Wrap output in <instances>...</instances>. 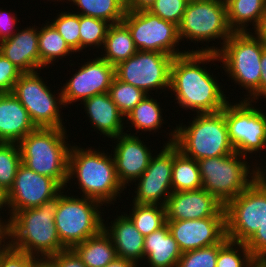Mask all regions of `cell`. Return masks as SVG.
<instances>
[{"mask_svg": "<svg viewBox=\"0 0 266 267\" xmlns=\"http://www.w3.org/2000/svg\"><path fill=\"white\" fill-rule=\"evenodd\" d=\"M165 208L166 221L226 217L225 206L203 188L172 192Z\"/></svg>", "mask_w": 266, "mask_h": 267, "instance_id": "19", "label": "cell"}, {"mask_svg": "<svg viewBox=\"0 0 266 267\" xmlns=\"http://www.w3.org/2000/svg\"><path fill=\"white\" fill-rule=\"evenodd\" d=\"M226 237L246 243L266 220V190L252 182L225 205Z\"/></svg>", "mask_w": 266, "mask_h": 267, "instance_id": "13", "label": "cell"}, {"mask_svg": "<svg viewBox=\"0 0 266 267\" xmlns=\"http://www.w3.org/2000/svg\"><path fill=\"white\" fill-rule=\"evenodd\" d=\"M82 103L92 128L100 131V135L112 139L125 133V116L112 101L109 93L94 95Z\"/></svg>", "mask_w": 266, "mask_h": 267, "instance_id": "23", "label": "cell"}, {"mask_svg": "<svg viewBox=\"0 0 266 267\" xmlns=\"http://www.w3.org/2000/svg\"><path fill=\"white\" fill-rule=\"evenodd\" d=\"M264 163L266 164V162ZM252 164H254L253 166H255L253 167V182L260 189L266 190V166H258V163L255 165V163L253 162Z\"/></svg>", "mask_w": 266, "mask_h": 267, "instance_id": "46", "label": "cell"}, {"mask_svg": "<svg viewBox=\"0 0 266 267\" xmlns=\"http://www.w3.org/2000/svg\"><path fill=\"white\" fill-rule=\"evenodd\" d=\"M22 74V71L0 53V94L12 93L15 83Z\"/></svg>", "mask_w": 266, "mask_h": 267, "instance_id": "41", "label": "cell"}, {"mask_svg": "<svg viewBox=\"0 0 266 267\" xmlns=\"http://www.w3.org/2000/svg\"><path fill=\"white\" fill-rule=\"evenodd\" d=\"M52 1H53V0H52ZM55 1H56V0H54V2H55ZM58 1L60 2V1H62V0H57V2H58ZM65 1L67 2V0H65ZM63 2H64V0H63Z\"/></svg>", "mask_w": 266, "mask_h": 267, "instance_id": "56", "label": "cell"}, {"mask_svg": "<svg viewBox=\"0 0 266 267\" xmlns=\"http://www.w3.org/2000/svg\"><path fill=\"white\" fill-rule=\"evenodd\" d=\"M182 253L221 243L226 238V217L166 221Z\"/></svg>", "mask_w": 266, "mask_h": 267, "instance_id": "18", "label": "cell"}, {"mask_svg": "<svg viewBox=\"0 0 266 267\" xmlns=\"http://www.w3.org/2000/svg\"><path fill=\"white\" fill-rule=\"evenodd\" d=\"M219 61L214 52H191L173 58L170 68V90L173 91L179 107L195 114L222 111L229 102L223 86L218 83L206 65ZM206 69H205V68ZM228 100V101H227Z\"/></svg>", "mask_w": 266, "mask_h": 267, "instance_id": "1", "label": "cell"}, {"mask_svg": "<svg viewBox=\"0 0 266 267\" xmlns=\"http://www.w3.org/2000/svg\"><path fill=\"white\" fill-rule=\"evenodd\" d=\"M0 8V41L13 36L17 28V14L13 15L10 11ZM16 26V27H15Z\"/></svg>", "mask_w": 266, "mask_h": 267, "instance_id": "44", "label": "cell"}, {"mask_svg": "<svg viewBox=\"0 0 266 267\" xmlns=\"http://www.w3.org/2000/svg\"><path fill=\"white\" fill-rule=\"evenodd\" d=\"M37 127L13 93L0 94V142L19 143Z\"/></svg>", "mask_w": 266, "mask_h": 267, "instance_id": "22", "label": "cell"}, {"mask_svg": "<svg viewBox=\"0 0 266 267\" xmlns=\"http://www.w3.org/2000/svg\"><path fill=\"white\" fill-rule=\"evenodd\" d=\"M8 220L0 221V252L8 245Z\"/></svg>", "mask_w": 266, "mask_h": 267, "instance_id": "50", "label": "cell"}, {"mask_svg": "<svg viewBox=\"0 0 266 267\" xmlns=\"http://www.w3.org/2000/svg\"><path fill=\"white\" fill-rule=\"evenodd\" d=\"M39 27L17 29L16 33L0 41V53L23 73H32L40 69ZM38 69V70H37Z\"/></svg>", "mask_w": 266, "mask_h": 267, "instance_id": "21", "label": "cell"}, {"mask_svg": "<svg viewBox=\"0 0 266 267\" xmlns=\"http://www.w3.org/2000/svg\"><path fill=\"white\" fill-rule=\"evenodd\" d=\"M260 96L266 99V47L261 56Z\"/></svg>", "mask_w": 266, "mask_h": 267, "instance_id": "48", "label": "cell"}, {"mask_svg": "<svg viewBox=\"0 0 266 267\" xmlns=\"http://www.w3.org/2000/svg\"><path fill=\"white\" fill-rule=\"evenodd\" d=\"M156 0H125L126 10L148 9Z\"/></svg>", "mask_w": 266, "mask_h": 267, "instance_id": "47", "label": "cell"}, {"mask_svg": "<svg viewBox=\"0 0 266 267\" xmlns=\"http://www.w3.org/2000/svg\"><path fill=\"white\" fill-rule=\"evenodd\" d=\"M191 121L188 126L176 125L169 132L167 143H174L182 154L196 161L235 152L229 139L225 107L215 113L196 114Z\"/></svg>", "mask_w": 266, "mask_h": 267, "instance_id": "5", "label": "cell"}, {"mask_svg": "<svg viewBox=\"0 0 266 267\" xmlns=\"http://www.w3.org/2000/svg\"><path fill=\"white\" fill-rule=\"evenodd\" d=\"M63 188L52 178L40 175L21 164L14 184L4 196L5 207L10 217L17 211L36 208L44 201L55 197Z\"/></svg>", "mask_w": 266, "mask_h": 267, "instance_id": "16", "label": "cell"}, {"mask_svg": "<svg viewBox=\"0 0 266 267\" xmlns=\"http://www.w3.org/2000/svg\"><path fill=\"white\" fill-rule=\"evenodd\" d=\"M252 103L254 101L242 99L225 106L230 142L235 152L245 157L258 151L261 153L260 149L266 150V112Z\"/></svg>", "mask_w": 266, "mask_h": 267, "instance_id": "12", "label": "cell"}, {"mask_svg": "<svg viewBox=\"0 0 266 267\" xmlns=\"http://www.w3.org/2000/svg\"><path fill=\"white\" fill-rule=\"evenodd\" d=\"M101 49L104 50L103 55H100L101 58L114 66L129 59L138 51L128 27L123 22L110 24Z\"/></svg>", "mask_w": 266, "mask_h": 267, "instance_id": "27", "label": "cell"}, {"mask_svg": "<svg viewBox=\"0 0 266 267\" xmlns=\"http://www.w3.org/2000/svg\"><path fill=\"white\" fill-rule=\"evenodd\" d=\"M245 245L256 260H266V220Z\"/></svg>", "mask_w": 266, "mask_h": 267, "instance_id": "43", "label": "cell"}, {"mask_svg": "<svg viewBox=\"0 0 266 267\" xmlns=\"http://www.w3.org/2000/svg\"><path fill=\"white\" fill-rule=\"evenodd\" d=\"M246 160L237 152L198 160L202 188L225 206L253 182L254 166Z\"/></svg>", "mask_w": 266, "mask_h": 267, "instance_id": "8", "label": "cell"}, {"mask_svg": "<svg viewBox=\"0 0 266 267\" xmlns=\"http://www.w3.org/2000/svg\"><path fill=\"white\" fill-rule=\"evenodd\" d=\"M265 47L266 43L252 32H234L220 48L207 45L191 52L217 53L226 74L247 91L243 100L256 104L260 97L261 56Z\"/></svg>", "mask_w": 266, "mask_h": 267, "instance_id": "4", "label": "cell"}, {"mask_svg": "<svg viewBox=\"0 0 266 267\" xmlns=\"http://www.w3.org/2000/svg\"><path fill=\"white\" fill-rule=\"evenodd\" d=\"M51 258L59 267H87L73 249L59 251Z\"/></svg>", "mask_w": 266, "mask_h": 267, "instance_id": "45", "label": "cell"}, {"mask_svg": "<svg viewBox=\"0 0 266 267\" xmlns=\"http://www.w3.org/2000/svg\"><path fill=\"white\" fill-rule=\"evenodd\" d=\"M255 261L245 243L228 240L219 249L216 267H250Z\"/></svg>", "mask_w": 266, "mask_h": 267, "instance_id": "37", "label": "cell"}, {"mask_svg": "<svg viewBox=\"0 0 266 267\" xmlns=\"http://www.w3.org/2000/svg\"><path fill=\"white\" fill-rule=\"evenodd\" d=\"M135 134V136H134ZM123 133L112 138L117 144L114 145L113 159L116 173L122 186H130L134 183L149 166L151 157L154 155L151 148L134 133ZM128 184V185H127Z\"/></svg>", "mask_w": 266, "mask_h": 267, "instance_id": "20", "label": "cell"}, {"mask_svg": "<svg viewBox=\"0 0 266 267\" xmlns=\"http://www.w3.org/2000/svg\"><path fill=\"white\" fill-rule=\"evenodd\" d=\"M103 224L104 231L111 237L117 257L133 261L137 266L144 260V236L136 229L134 223L124 212Z\"/></svg>", "mask_w": 266, "mask_h": 267, "instance_id": "24", "label": "cell"}, {"mask_svg": "<svg viewBox=\"0 0 266 267\" xmlns=\"http://www.w3.org/2000/svg\"><path fill=\"white\" fill-rule=\"evenodd\" d=\"M181 256L167 223L144 237V261L147 260L149 267H177Z\"/></svg>", "mask_w": 266, "mask_h": 267, "instance_id": "25", "label": "cell"}, {"mask_svg": "<svg viewBox=\"0 0 266 267\" xmlns=\"http://www.w3.org/2000/svg\"><path fill=\"white\" fill-rule=\"evenodd\" d=\"M227 18L226 5L219 0L188 1L182 20L178 25L180 41L189 39L195 43L222 40L220 46L233 34ZM201 41V42H200Z\"/></svg>", "mask_w": 266, "mask_h": 267, "instance_id": "9", "label": "cell"}, {"mask_svg": "<svg viewBox=\"0 0 266 267\" xmlns=\"http://www.w3.org/2000/svg\"><path fill=\"white\" fill-rule=\"evenodd\" d=\"M228 241L182 253L177 267H216L219 249Z\"/></svg>", "mask_w": 266, "mask_h": 267, "instance_id": "39", "label": "cell"}, {"mask_svg": "<svg viewBox=\"0 0 266 267\" xmlns=\"http://www.w3.org/2000/svg\"><path fill=\"white\" fill-rule=\"evenodd\" d=\"M129 215L136 229L144 236L159 230L166 224V208L157 204L133 203Z\"/></svg>", "mask_w": 266, "mask_h": 267, "instance_id": "33", "label": "cell"}, {"mask_svg": "<svg viewBox=\"0 0 266 267\" xmlns=\"http://www.w3.org/2000/svg\"><path fill=\"white\" fill-rule=\"evenodd\" d=\"M65 189L59 192L54 220L61 243L72 249L103 229L104 219L100 209L103 205L87 197L65 195Z\"/></svg>", "mask_w": 266, "mask_h": 267, "instance_id": "7", "label": "cell"}, {"mask_svg": "<svg viewBox=\"0 0 266 267\" xmlns=\"http://www.w3.org/2000/svg\"><path fill=\"white\" fill-rule=\"evenodd\" d=\"M78 8L77 14L94 17L110 24L122 22L125 13V0H67ZM82 11V12H81Z\"/></svg>", "mask_w": 266, "mask_h": 267, "instance_id": "31", "label": "cell"}, {"mask_svg": "<svg viewBox=\"0 0 266 267\" xmlns=\"http://www.w3.org/2000/svg\"><path fill=\"white\" fill-rule=\"evenodd\" d=\"M110 267H139L133 261L116 257L110 262Z\"/></svg>", "mask_w": 266, "mask_h": 267, "instance_id": "52", "label": "cell"}, {"mask_svg": "<svg viewBox=\"0 0 266 267\" xmlns=\"http://www.w3.org/2000/svg\"><path fill=\"white\" fill-rule=\"evenodd\" d=\"M72 249L87 267H105L117 257L111 237L104 229Z\"/></svg>", "mask_w": 266, "mask_h": 267, "instance_id": "26", "label": "cell"}, {"mask_svg": "<svg viewBox=\"0 0 266 267\" xmlns=\"http://www.w3.org/2000/svg\"><path fill=\"white\" fill-rule=\"evenodd\" d=\"M66 135V128L37 127L18 143L22 164L40 175L54 179L62 188L67 187L68 183L71 149Z\"/></svg>", "mask_w": 266, "mask_h": 267, "instance_id": "6", "label": "cell"}, {"mask_svg": "<svg viewBox=\"0 0 266 267\" xmlns=\"http://www.w3.org/2000/svg\"><path fill=\"white\" fill-rule=\"evenodd\" d=\"M266 7V0H232L226 5L227 18L233 32H250L258 25ZM249 23V24H248Z\"/></svg>", "mask_w": 266, "mask_h": 267, "instance_id": "28", "label": "cell"}, {"mask_svg": "<svg viewBox=\"0 0 266 267\" xmlns=\"http://www.w3.org/2000/svg\"><path fill=\"white\" fill-rule=\"evenodd\" d=\"M178 150L174 143H165L160 153L151 157L149 166L135 181L137 188L132 203L166 205L173 192L172 170L174 154Z\"/></svg>", "mask_w": 266, "mask_h": 267, "instance_id": "15", "label": "cell"}, {"mask_svg": "<svg viewBox=\"0 0 266 267\" xmlns=\"http://www.w3.org/2000/svg\"><path fill=\"white\" fill-rule=\"evenodd\" d=\"M33 267H59L58 264L51 258H35Z\"/></svg>", "mask_w": 266, "mask_h": 267, "instance_id": "51", "label": "cell"}, {"mask_svg": "<svg viewBox=\"0 0 266 267\" xmlns=\"http://www.w3.org/2000/svg\"><path fill=\"white\" fill-rule=\"evenodd\" d=\"M3 207H5V203H4V196L0 193V211L3 209H5V208H3ZM1 214V213H0ZM3 218H1V216H0V221H6V220H8V219H5V220H2Z\"/></svg>", "mask_w": 266, "mask_h": 267, "instance_id": "54", "label": "cell"}, {"mask_svg": "<svg viewBox=\"0 0 266 267\" xmlns=\"http://www.w3.org/2000/svg\"><path fill=\"white\" fill-rule=\"evenodd\" d=\"M35 258L7 245L0 252V267H33Z\"/></svg>", "mask_w": 266, "mask_h": 267, "instance_id": "42", "label": "cell"}, {"mask_svg": "<svg viewBox=\"0 0 266 267\" xmlns=\"http://www.w3.org/2000/svg\"><path fill=\"white\" fill-rule=\"evenodd\" d=\"M57 96L50 90L37 71L23 73L13 88V95L26 108L36 127L66 128L61 110L65 107L62 91ZM63 122V123H62Z\"/></svg>", "mask_w": 266, "mask_h": 267, "instance_id": "10", "label": "cell"}, {"mask_svg": "<svg viewBox=\"0 0 266 267\" xmlns=\"http://www.w3.org/2000/svg\"><path fill=\"white\" fill-rule=\"evenodd\" d=\"M250 267H266V260H256Z\"/></svg>", "mask_w": 266, "mask_h": 267, "instance_id": "53", "label": "cell"}, {"mask_svg": "<svg viewBox=\"0 0 266 267\" xmlns=\"http://www.w3.org/2000/svg\"><path fill=\"white\" fill-rule=\"evenodd\" d=\"M108 93L124 116H126L147 95L143 90L129 83L122 82L116 77L113 78Z\"/></svg>", "mask_w": 266, "mask_h": 267, "instance_id": "35", "label": "cell"}, {"mask_svg": "<svg viewBox=\"0 0 266 267\" xmlns=\"http://www.w3.org/2000/svg\"><path fill=\"white\" fill-rule=\"evenodd\" d=\"M83 65L61 87L64 105L84 100L101 93H108L115 77V66L97 56Z\"/></svg>", "mask_w": 266, "mask_h": 267, "instance_id": "17", "label": "cell"}, {"mask_svg": "<svg viewBox=\"0 0 266 267\" xmlns=\"http://www.w3.org/2000/svg\"><path fill=\"white\" fill-rule=\"evenodd\" d=\"M58 203L59 193L36 208L17 211L9 217L8 245L36 258L52 257L67 249L54 220Z\"/></svg>", "mask_w": 266, "mask_h": 267, "instance_id": "2", "label": "cell"}, {"mask_svg": "<svg viewBox=\"0 0 266 267\" xmlns=\"http://www.w3.org/2000/svg\"><path fill=\"white\" fill-rule=\"evenodd\" d=\"M151 95L147 94L146 97L140 101L126 116L127 124H132L136 132H152L160 130L164 119L162 118V110L160 103L157 99H153ZM139 130V131H138Z\"/></svg>", "mask_w": 266, "mask_h": 267, "instance_id": "30", "label": "cell"}, {"mask_svg": "<svg viewBox=\"0 0 266 267\" xmlns=\"http://www.w3.org/2000/svg\"><path fill=\"white\" fill-rule=\"evenodd\" d=\"M173 56L161 52L137 51L129 59L115 66V77L146 94L152 90H169ZM167 88V89H166ZM165 89V90H164Z\"/></svg>", "mask_w": 266, "mask_h": 267, "instance_id": "14", "label": "cell"}, {"mask_svg": "<svg viewBox=\"0 0 266 267\" xmlns=\"http://www.w3.org/2000/svg\"><path fill=\"white\" fill-rule=\"evenodd\" d=\"M223 5H227L232 0H219Z\"/></svg>", "mask_w": 266, "mask_h": 267, "instance_id": "55", "label": "cell"}, {"mask_svg": "<svg viewBox=\"0 0 266 267\" xmlns=\"http://www.w3.org/2000/svg\"><path fill=\"white\" fill-rule=\"evenodd\" d=\"M63 37L67 45L80 52V15L72 12H61L50 23Z\"/></svg>", "mask_w": 266, "mask_h": 267, "instance_id": "38", "label": "cell"}, {"mask_svg": "<svg viewBox=\"0 0 266 267\" xmlns=\"http://www.w3.org/2000/svg\"><path fill=\"white\" fill-rule=\"evenodd\" d=\"M109 26L107 21L80 15V51L93 45L103 48Z\"/></svg>", "mask_w": 266, "mask_h": 267, "instance_id": "36", "label": "cell"}, {"mask_svg": "<svg viewBox=\"0 0 266 267\" xmlns=\"http://www.w3.org/2000/svg\"><path fill=\"white\" fill-rule=\"evenodd\" d=\"M202 188L198 163L179 150L174 154L172 170V191H191Z\"/></svg>", "mask_w": 266, "mask_h": 267, "instance_id": "32", "label": "cell"}, {"mask_svg": "<svg viewBox=\"0 0 266 267\" xmlns=\"http://www.w3.org/2000/svg\"><path fill=\"white\" fill-rule=\"evenodd\" d=\"M22 164L18 143L0 142V193L5 196L12 188L18 167Z\"/></svg>", "mask_w": 266, "mask_h": 267, "instance_id": "34", "label": "cell"}, {"mask_svg": "<svg viewBox=\"0 0 266 267\" xmlns=\"http://www.w3.org/2000/svg\"><path fill=\"white\" fill-rule=\"evenodd\" d=\"M189 0H156L147 10L163 20L180 24Z\"/></svg>", "mask_w": 266, "mask_h": 267, "instance_id": "40", "label": "cell"}, {"mask_svg": "<svg viewBox=\"0 0 266 267\" xmlns=\"http://www.w3.org/2000/svg\"><path fill=\"white\" fill-rule=\"evenodd\" d=\"M122 22L128 27L139 51L161 52L173 57L190 51L177 48L181 41L175 23L163 20L147 9L127 10Z\"/></svg>", "mask_w": 266, "mask_h": 267, "instance_id": "11", "label": "cell"}, {"mask_svg": "<svg viewBox=\"0 0 266 267\" xmlns=\"http://www.w3.org/2000/svg\"><path fill=\"white\" fill-rule=\"evenodd\" d=\"M47 21L41 28H39V55H40V70L49 68L48 65H54L59 59L66 58L69 54L75 52L67 45L63 37L54 27ZM58 58V59H57ZM55 61V62H54Z\"/></svg>", "mask_w": 266, "mask_h": 267, "instance_id": "29", "label": "cell"}, {"mask_svg": "<svg viewBox=\"0 0 266 267\" xmlns=\"http://www.w3.org/2000/svg\"><path fill=\"white\" fill-rule=\"evenodd\" d=\"M255 30V31H254ZM258 38H261L266 43V7L261 15L258 25L253 29Z\"/></svg>", "mask_w": 266, "mask_h": 267, "instance_id": "49", "label": "cell"}, {"mask_svg": "<svg viewBox=\"0 0 266 267\" xmlns=\"http://www.w3.org/2000/svg\"><path fill=\"white\" fill-rule=\"evenodd\" d=\"M91 148L71 146L68 183L77 178L78 189L83 193L81 196L94 199L104 206L114 205L125 188L118 179L112 154Z\"/></svg>", "mask_w": 266, "mask_h": 267, "instance_id": "3", "label": "cell"}]
</instances>
